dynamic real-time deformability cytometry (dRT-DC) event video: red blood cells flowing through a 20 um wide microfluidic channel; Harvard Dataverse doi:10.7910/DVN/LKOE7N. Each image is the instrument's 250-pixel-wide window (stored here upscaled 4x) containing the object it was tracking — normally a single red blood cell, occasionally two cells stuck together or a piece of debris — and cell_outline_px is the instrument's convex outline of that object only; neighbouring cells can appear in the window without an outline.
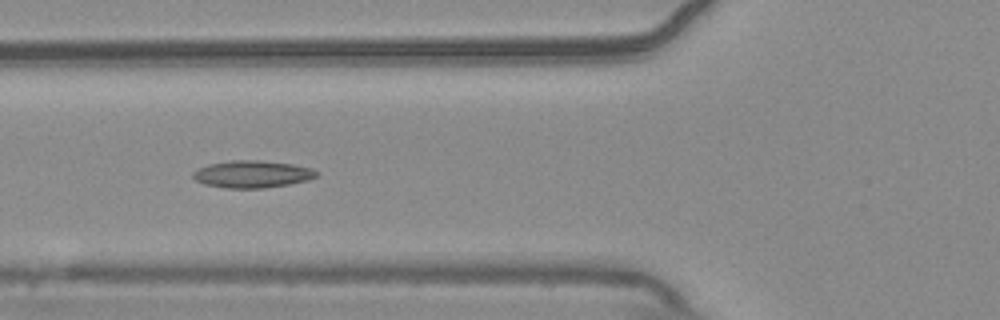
{"species": "common noctule bat (a hibernating species)", "species_latin": "Nyctalus noctula", "temperature_condition": "warm", "stored_images_in_passage": 17, "camera_frame_rate_fps": 3000, "um_per_image_px": 0.085, "animal": {"sex": "male", "body_mass_g": 20.4}, "frame": {"image": 1, "passage_image": 8, "time_ms": 2.333, "image_size_px": [1000, 320], "cell_outline_px": [[320, 172], [316, 176], [308, 180], [288, 184], [264, 188], [228, 188], [204, 184], [196, 180], [192, 176], [192, 172], [208, 164], [232, 160], [260, 160], [292, 164], [312, 168]], "centroid_in_image_um": [21.45, 14.8], "position_along_channel_um": 104.3, "area_um2": 19.54}}
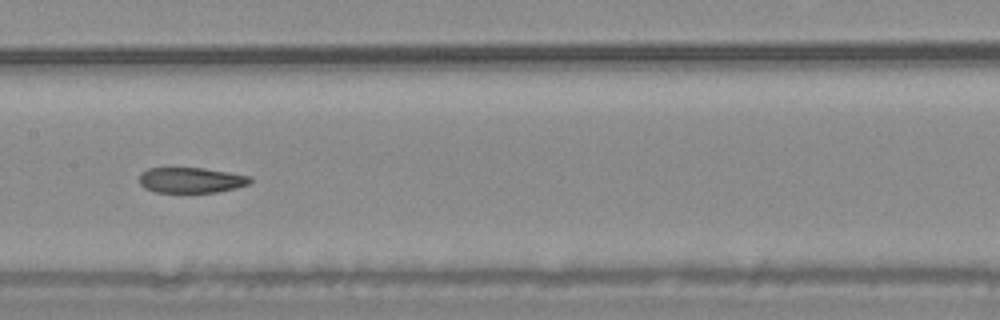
{"frame": {"image": 2, "passage_image": 15, "time_ms": 4.667, "image_size_px": [1000, 320], "cell_outline_px": [[252, 180], [248, 184], [236, 188], [216, 192], [156, 192], [144, 188], [140, 184], [140, 172], [148, 168], [204, 168], [252, 176]], "centroid_in_image_um": [16.24, 15.31], "position_along_channel_um": 191.2, "area_um2": 16.47}}